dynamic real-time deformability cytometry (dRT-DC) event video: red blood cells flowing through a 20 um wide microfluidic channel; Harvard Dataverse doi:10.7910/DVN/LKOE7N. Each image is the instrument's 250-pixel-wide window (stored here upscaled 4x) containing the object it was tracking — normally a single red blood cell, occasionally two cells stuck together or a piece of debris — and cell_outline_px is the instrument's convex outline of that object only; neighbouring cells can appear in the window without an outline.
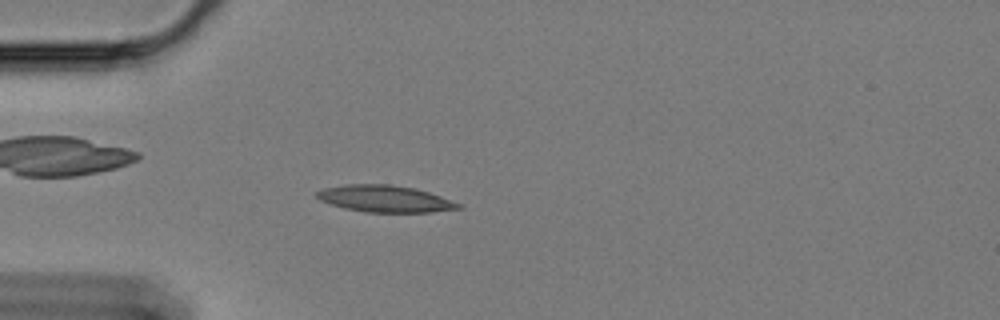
{"species": "Egyptian fruit bat (a non-hibernating species)", "species_latin": "Rousettus aegyptiacus", "temperature_condition": "cold", "stored_images_in_passage": 59, "camera_frame_rate_fps": 3000, "um_per_image_px": 0.085, "animal": {"sex": "female"}, "frame": {"image": 1, "passage_image": 16, "time_ms": 5.0, "image_size_px": [1000, 320], "cell_outline_px": [[464, 208], [432, 212], [368, 212], [344, 208], [320, 200], [316, 196], [316, 192], [324, 188], [348, 184], [388, 184], [412, 188], [428, 192], [464, 204]], "centroid_in_image_um": [32.77, 16.9], "position_along_channel_um": 52.2, "area_um2": 21.96}}
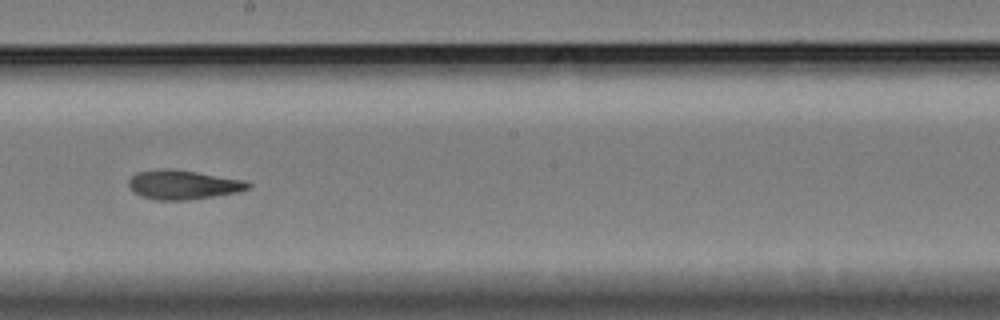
{"frame": {"image": 2, "passage_image": 33, "time_ms": 10.667, "image_size_px": [1000, 320], "cell_outline_px": [[252, 188], [236, 192], [212, 196], [184, 200], [156, 200], [140, 196], [132, 192], [128, 184], [128, 180], [136, 172], [156, 168], [172, 168], [244, 180], [252, 184]], "centroid_in_image_um": [15.51, 15.69], "position_along_channel_um": 232.7, "area_um2": 20.46}}
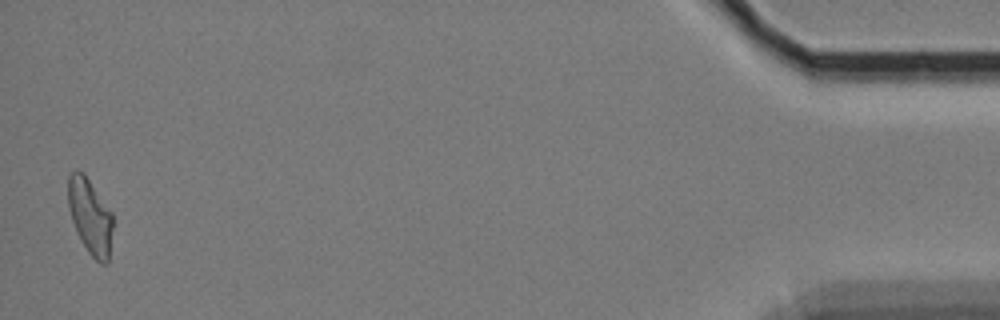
{"frame": {"image": 3, "passage_image": 58, "time_ms": 19.0, "image_size_px": [1000, 320], "cell_outline_px": [[112, 228], [108, 264], [100, 264], [88, 252], [80, 240], [76, 232], [68, 208], [68, 176], [72, 172], [84, 172], [112, 212]], "centroid_in_image_um": [7.66, 18.41], "position_along_channel_um": 427.5, "area_um2": 19.71}, "authors_computed_cell_mechanics": {"area_um2": 20.3456, "velocity_mm_per_s": 3.3602, "shape_relaxation_time_tau1_ms": null, "shape_relaxation_time_tau2_ms": 3.6604, "deformation_change_tau1": null, "deformation_change_tau2": 0.1172}}